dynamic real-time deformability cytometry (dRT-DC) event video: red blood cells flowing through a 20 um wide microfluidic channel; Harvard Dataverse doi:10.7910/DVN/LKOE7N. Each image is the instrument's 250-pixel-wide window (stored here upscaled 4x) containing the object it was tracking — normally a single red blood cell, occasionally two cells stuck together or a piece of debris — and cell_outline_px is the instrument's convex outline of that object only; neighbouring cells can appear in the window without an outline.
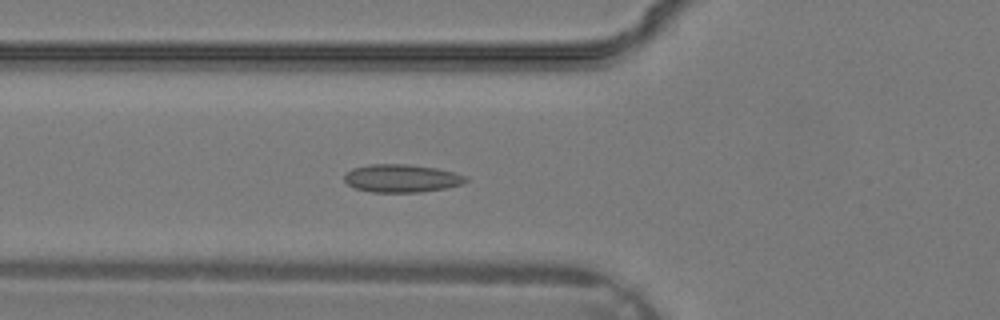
{"species": "common noctule bat (a hibernating species)", "species_latin": "Nyctalus noctula", "temperature_condition": "warm", "stored_images_in_passage": 37, "camera_frame_rate_fps": 3000, "um_per_image_px": 0.085, "animal": {"sex": "male", "body_mass_g": 19.2, "forearm_length_mm": 51.8}, "frame": {"image": 1, "passage_image": 14, "time_ms": 4.333, "image_size_px": [1000, 320], "cell_outline_px": [[468, 180], [464, 184], [444, 188], [420, 192], [372, 192], [356, 188], [348, 184], [344, 180], [344, 176], [352, 168], [368, 164], [408, 164], [436, 168], [468, 176]], "centroid_in_image_um": [34.15, 15.15], "position_along_channel_um": 91.7, "area_um2": 19.77}}
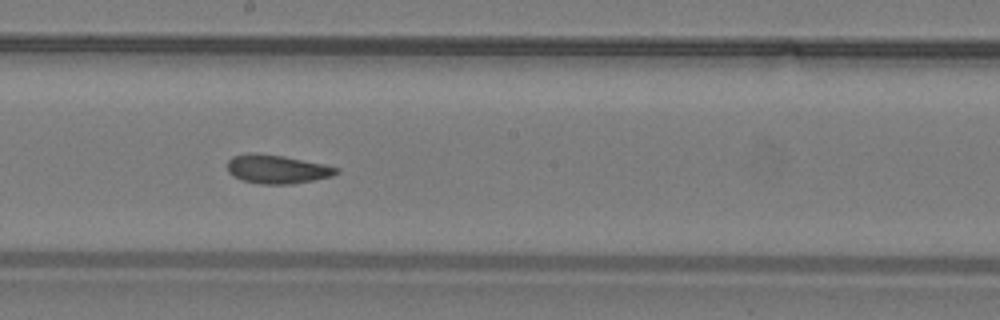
{"frame": {"image": 2, "passage_image": 21, "time_ms": 6.667, "image_size_px": [1000, 320], "cell_outline_px": [[340, 172], [332, 176], [292, 184], [260, 184], [240, 180], [228, 172], [228, 160], [232, 156], [248, 152], [252, 152], [284, 156], [324, 164], [340, 168]], "centroid_in_image_um": [23.53, 14.37], "position_along_channel_um": 224.7, "area_um2": 18.38}}
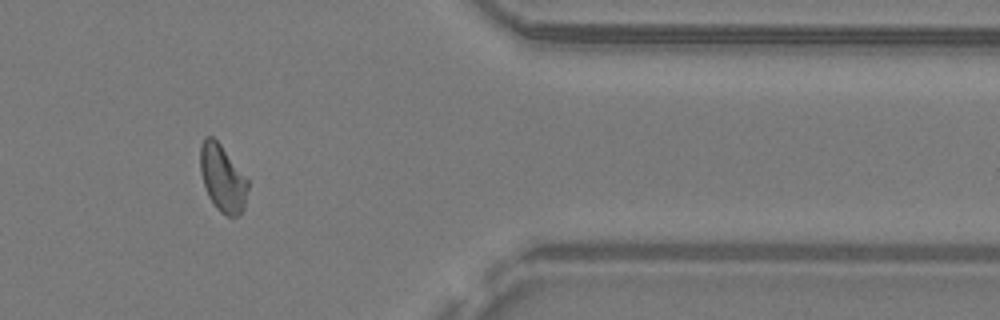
{"frame": {"image": 3, "passage_image": 31, "time_ms": 10.0, "image_size_px": [1000, 320], "cell_outline_px": [[248, 188], [244, 208], [236, 216], [228, 216], [220, 212], [216, 208], [208, 196], [200, 172], [200, 144], [204, 136], [212, 136], [220, 144], [248, 180]], "centroid_in_image_um": [18.89, 15.14], "position_along_channel_um": 392.5, "area_um2": 18.44}}